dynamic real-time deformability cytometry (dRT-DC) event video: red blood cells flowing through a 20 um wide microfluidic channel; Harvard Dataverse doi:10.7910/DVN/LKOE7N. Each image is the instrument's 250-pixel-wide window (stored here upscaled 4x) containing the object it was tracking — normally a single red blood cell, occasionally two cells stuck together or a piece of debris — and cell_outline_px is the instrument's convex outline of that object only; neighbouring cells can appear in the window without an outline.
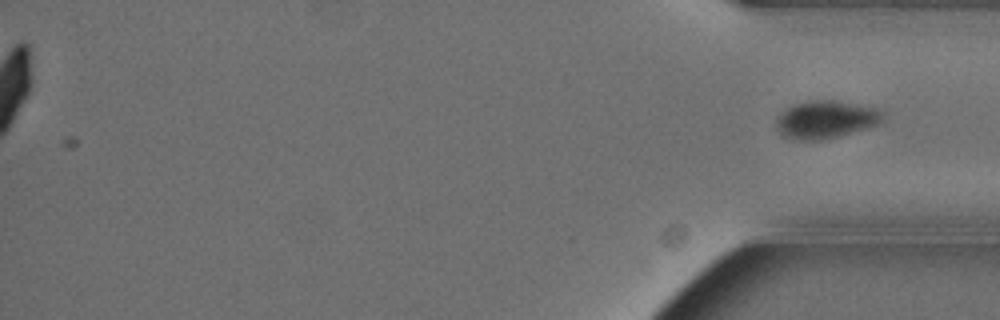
{"species": "Egyptian fruit bat (a non-hibernating species)", "species_latin": "Rousettus aegyptiacus", "temperature_condition": "cold", "stored_images_in_passage": 43, "segment_of_instrument_passage": [2, 2], "camera_frame_rate_fps": 3000, "um_per_image_px": 0.085, "animal": {"sex": "female"}, "frame": {"image": 1, "passage_image": 43, "time_ms": 14.0, "image_size_px": [1000, 320], "cell_outline_px": [[884, 120], [876, 124], [864, 128], [836, 136], [820, 140], [800, 140], [784, 136], [776, 128], [776, 120], [780, 112], [784, 108], [792, 104], [808, 100], [832, 100], [856, 104], [876, 108], [880, 112]], "centroid_in_image_um": [70.11, 10.14], "position_along_channel_um": 365.1, "area_um2": 23.12}}